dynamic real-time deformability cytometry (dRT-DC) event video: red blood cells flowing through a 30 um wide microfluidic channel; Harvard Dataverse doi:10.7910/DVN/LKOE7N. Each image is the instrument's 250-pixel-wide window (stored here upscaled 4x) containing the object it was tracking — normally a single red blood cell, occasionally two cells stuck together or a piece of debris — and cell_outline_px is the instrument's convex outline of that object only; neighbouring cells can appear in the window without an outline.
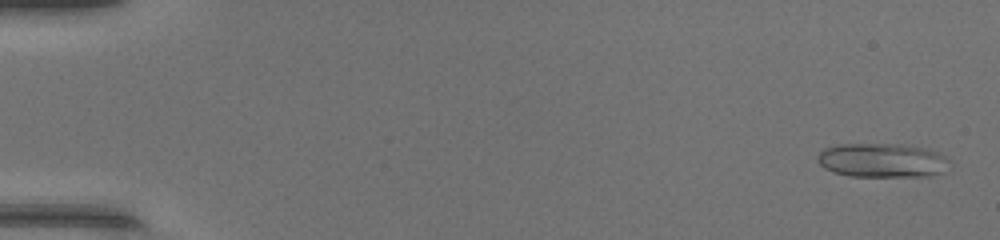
{"species": "common noctule bat (a hibernating species)", "species_latin": "Nyctalus noctula", "temperature_condition": "warm", "stored_images_in_passage": 48, "camera_frame_rate_fps": 3000, "um_per_image_px": 0.085, "animal": {"sex": "female", "body_mass_g": 17.0, "forearm_length_mm": 48.0}, "frame": {"image": 1, "passage_image": 2, "time_ms": 0.333, "image_size_px": [1000, 240], "cell_outline_px": [[948, 160], [940, 172], [932, 176], [852, 176], [832, 172], [824, 168], [816, 160], [816, 156], [824, 148], [840, 144], [900, 144], [928, 148], [944, 156]], "centroid_in_image_um": [74.91, 13.62], "position_along_channel_um": 10.1, "area_um2": 26.07}}
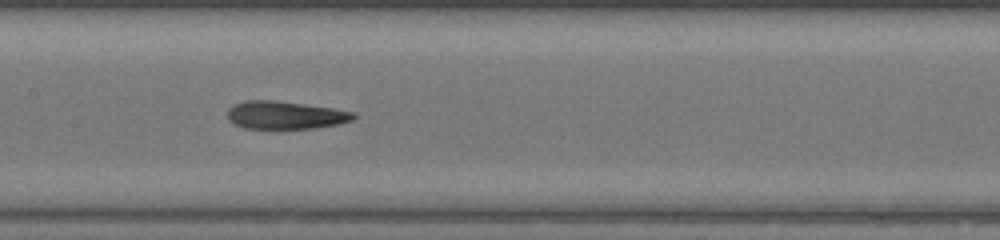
{"frame": {"image": 2, "passage_image": 25, "time_ms": 8.0, "image_size_px": [1000, 240], "cell_outline_px": [[356, 116], [352, 120], [340, 124], [316, 128], [244, 128], [228, 120], [228, 108], [232, 104], [248, 100], [272, 100], [304, 104], [332, 108], [356, 112]], "centroid_in_image_um": [24.26, 9.78], "position_along_channel_um": 183.1, "area_um2": 20.46}}
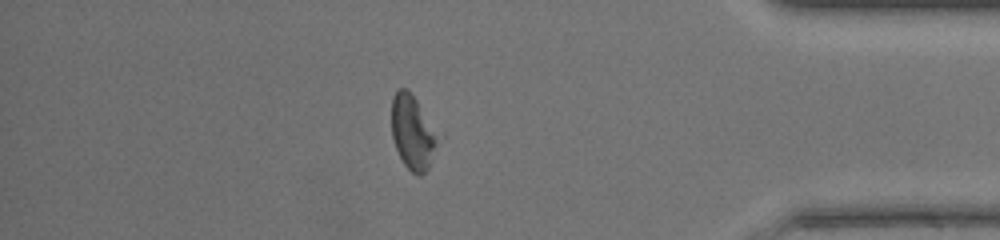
{"frame": {"image": 3, "passage_image": 42, "time_ms": 13.667, "image_size_px": [1000, 240], "cell_outline_px": [[444, 136], [428, 168], [420, 176], [412, 172], [404, 164], [396, 148], [392, 136], [392, 96], [400, 88], [408, 88], [444, 132]], "centroid_in_image_um": [35.21, 11.2], "position_along_channel_um": 400.0, "area_um2": 21.39}, "authors_computed_cell_mechanics": {"area_um2": 21.4438, "velocity_mm_per_s": 4.3905, "shape_relaxation_time_tau1_ms": 5.8901, "shape_relaxation_time_tau2_ms": 2.3723, "deformation_change_tau1": 0.2306, "deformation_change_tau2": 0.1135}}